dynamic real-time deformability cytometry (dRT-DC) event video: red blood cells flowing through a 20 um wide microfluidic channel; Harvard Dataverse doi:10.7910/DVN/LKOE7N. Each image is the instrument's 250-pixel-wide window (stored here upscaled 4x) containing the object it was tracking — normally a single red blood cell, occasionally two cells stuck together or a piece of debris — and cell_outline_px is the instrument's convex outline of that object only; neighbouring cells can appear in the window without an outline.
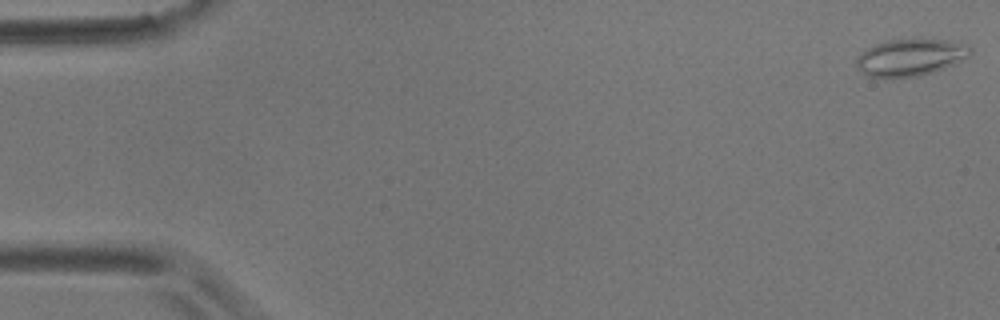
{"species": "common noctule bat (a hibernating species)", "species_latin": "Nyctalus noctula", "temperature_condition": "room temperature", "stored_images_in_passage": 15, "camera_frame_rate_fps": 3000, "um_per_image_px": 0.085, "animal": {"sex": "male", "body_mass_g": 17.9}, "frame": {"image": 1, "passage_image": 1, "time_ms": 0.0, "image_size_px": [1000, 320], "cell_outline_px": [[972, 52], [968, 56], [956, 64], [920, 76], [868, 76], [856, 68], [856, 60], [860, 52], [876, 44], [888, 40], [948, 40], [968, 44], [972, 48]], "centroid_in_image_um": [77.41, 4.87], "position_along_channel_um": 7.6, "area_um2": 24.22}}